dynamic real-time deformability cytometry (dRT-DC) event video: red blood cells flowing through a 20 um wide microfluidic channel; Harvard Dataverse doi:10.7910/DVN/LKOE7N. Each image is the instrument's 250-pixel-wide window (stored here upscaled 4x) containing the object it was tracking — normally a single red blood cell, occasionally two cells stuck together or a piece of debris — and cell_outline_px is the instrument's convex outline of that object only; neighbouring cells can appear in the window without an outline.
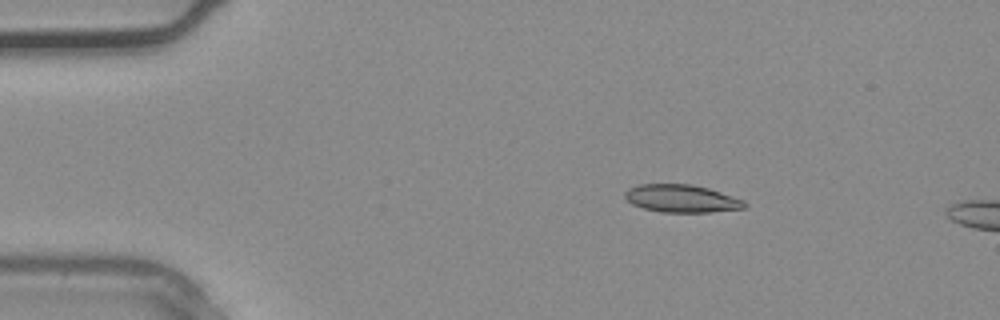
{"species": "common noctule bat (a hibernating species)", "species_latin": "Nyctalus noctula", "temperature_condition": "warm", "stored_images_in_passage": 4, "camera_frame_rate_fps": 3000, "um_per_image_px": 0.085, "animal": {"sex": "male", "body_mass_g": 20.4}, "frame": {"image": 1, "passage_image": 1, "time_ms": 0.0, "image_size_px": [1000, 320], "cell_outline_px": [[748, 204], [744, 208], [708, 212], [660, 212], [644, 208], [632, 204], [624, 196], [624, 192], [628, 188], [640, 184], [692, 184], [708, 188], [744, 200]], "centroid_in_image_um": [57.92, 16.87], "position_along_channel_um": 27.1, "area_um2": 19.25}}